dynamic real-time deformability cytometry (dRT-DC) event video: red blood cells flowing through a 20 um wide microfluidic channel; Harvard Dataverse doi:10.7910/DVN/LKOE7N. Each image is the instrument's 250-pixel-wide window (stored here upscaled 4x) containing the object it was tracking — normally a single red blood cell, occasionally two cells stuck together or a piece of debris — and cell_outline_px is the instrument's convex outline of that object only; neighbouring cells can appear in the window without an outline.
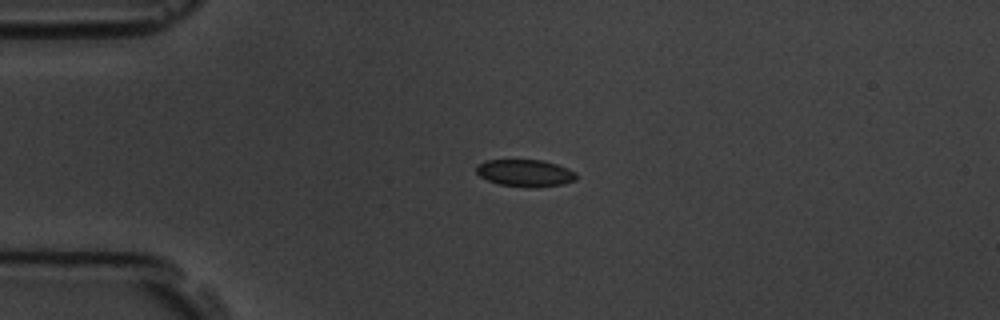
{"species": "common noctule bat (a hibernating species)", "species_latin": "Nyctalus noctula", "temperature_condition": "room temperature", "stored_images_in_passage": 9, "camera_frame_rate_fps": 3000, "um_per_image_px": 0.085, "animal": {"sex": "male", "body_mass_g": 19.5, "forearm_length_mm": 54.6}, "frame": {"image": 1, "passage_image": 3, "time_ms": 2.333, "image_size_px": [1000, 320], "cell_outline_px": [[576, 180], [564, 184], [500, 184], [488, 180], [480, 176], [476, 172], [476, 164], [484, 160], [544, 160], [568, 168], [576, 172]], "centroid_in_image_um": [44.61, 14.64], "position_along_channel_um": 40.4, "area_um2": 14.97}}
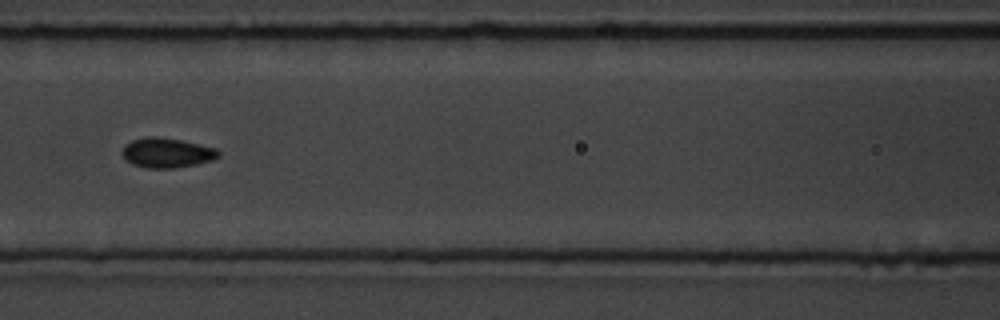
{"frame": {"image": 2, "passage_image": 6, "time_ms": 6.0, "image_size_px": [1000, 320], "cell_outline_px": [[220, 156], [212, 160], [196, 164], [176, 168], [148, 168], [132, 164], [124, 160], [120, 152], [124, 144], [132, 140], [144, 136], [156, 136], [180, 140], [200, 144], [216, 148], [220, 152]], "centroid_in_image_um": [14.13, 12.98], "position_along_channel_um": 152.5, "area_um2": 16.99}}
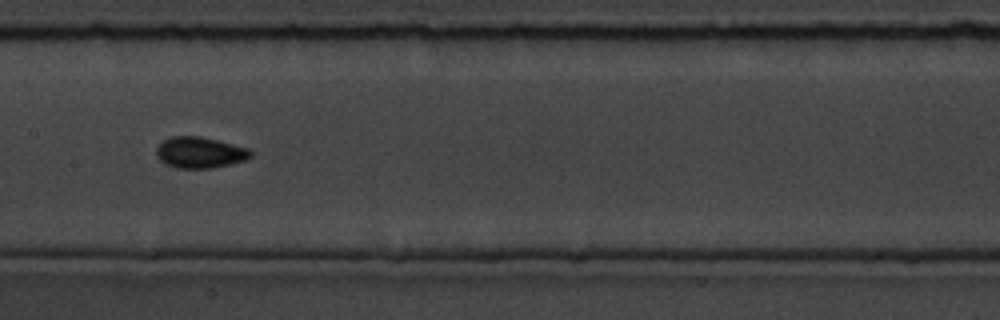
{"frame": {"image": 3, "passage_image": 7, "time_ms": 7.0, "image_size_px": [1000, 320], "cell_outline_px": [[252, 156], [244, 160], [212, 168], [176, 168], [164, 164], [156, 156], [156, 148], [164, 140], [172, 136], [200, 136], [248, 148], [252, 152]], "centroid_in_image_um": [16.95, 12.97], "position_along_channel_um": 190.4, "area_um2": 16.99}}